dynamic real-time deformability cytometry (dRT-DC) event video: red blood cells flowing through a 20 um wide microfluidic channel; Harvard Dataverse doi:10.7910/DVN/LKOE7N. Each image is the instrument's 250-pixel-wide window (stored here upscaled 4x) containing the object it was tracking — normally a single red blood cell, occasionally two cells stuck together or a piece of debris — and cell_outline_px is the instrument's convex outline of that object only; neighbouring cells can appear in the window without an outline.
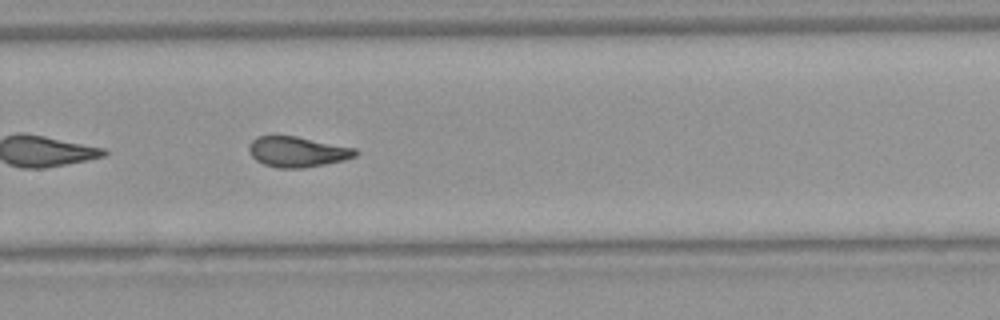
{"species": "Egyptian fruit bat (a non-hibernating species)", "species_latin": "Rousettus aegyptiacus", "temperature_condition": "warm", "stored_images_in_passage": 40, "camera_frame_rate_fps": 3000, "um_per_image_px": 0.085, "animal": {"sex": "female"}, "frame": {"image": 1, "passage_image": 23, "time_ms": 7.333, "image_size_px": [1000, 320], "cell_outline_px": [[356, 156], [344, 160], [304, 168], [276, 168], [264, 164], [256, 160], [252, 156], [248, 148], [248, 144], [256, 136], [296, 136], [356, 148]], "centroid_in_image_um": [25.25, 12.9], "position_along_channel_um": 304.5, "area_um2": 18.84}, "authors_computed_cell_mechanics": {"area_um2": 19.1029, "velocity_mm_per_s": 4.0266, "shape_relaxation_time_tau1_ms": null, "shape_relaxation_time_tau2_ms": 2.5898, "deformation_change_tau1": null, "deformation_change_tau2": 0.1037}}